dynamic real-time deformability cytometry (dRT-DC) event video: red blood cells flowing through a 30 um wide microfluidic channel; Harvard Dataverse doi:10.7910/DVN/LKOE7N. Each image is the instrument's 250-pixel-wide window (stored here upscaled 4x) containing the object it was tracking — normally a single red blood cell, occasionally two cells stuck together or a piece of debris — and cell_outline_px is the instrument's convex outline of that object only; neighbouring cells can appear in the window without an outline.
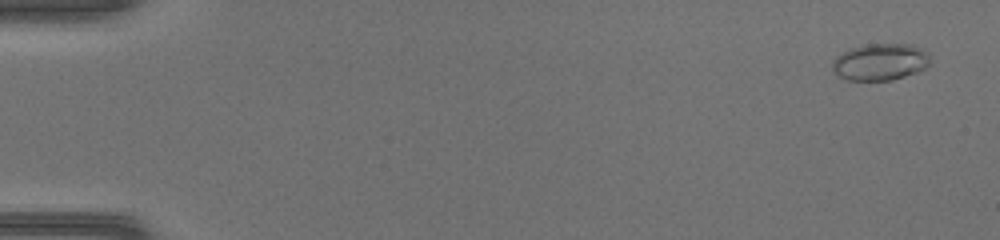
{"species": "common noctule bat (a hibernating species)", "species_latin": "Nyctalus noctula", "temperature_condition": "warm", "stored_images_in_passage": 51, "camera_frame_rate_fps": 3000, "um_per_image_px": 0.085, "animal": {"sex": "female", "body_mass_g": 17.0, "forearm_length_mm": 48.0}, "frame": {"image": 1, "passage_image": 3, "time_ms": 0.667, "image_size_px": [1000, 240], "cell_outline_px": [[928, 64], [924, 68], [916, 72], [892, 80], [848, 80], [836, 76], [832, 72], [832, 60], [836, 56], [852, 48], [868, 44], [912, 44], [924, 48], [928, 52]], "centroid_in_image_um": [74.79, 5.26], "position_along_channel_um": 10.2, "area_um2": 21.04}}
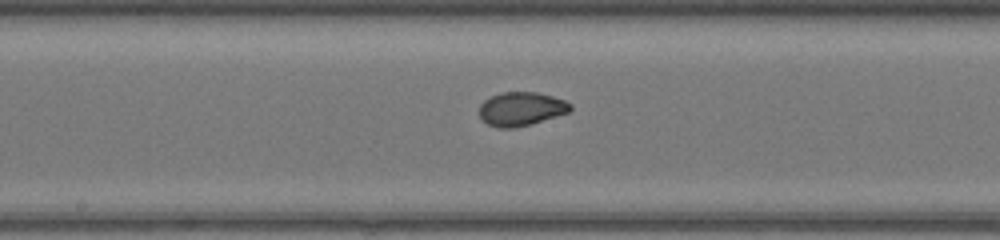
{"frame": {"image": 2, "passage_image": 28, "time_ms": 9.0, "image_size_px": [1000, 240], "cell_outline_px": [[572, 108], [568, 112], [532, 124], [512, 128], [500, 128], [488, 124], [480, 120], [480, 104], [484, 100], [500, 92], [536, 92], [552, 96], [564, 100], [572, 104]], "centroid_in_image_um": [44.28, 9.26], "position_along_channel_um": 203.9, "area_um2": 17.92}}
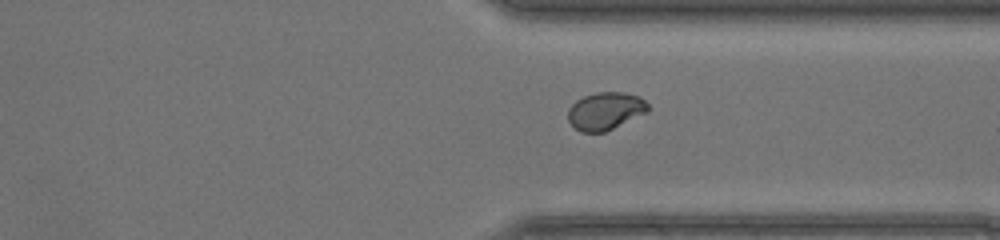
{"frame": {"image": 3, "passage_image": 39, "time_ms": 12.667, "image_size_px": [1000, 240], "cell_outline_px": [[648, 112], [604, 132], [580, 132], [568, 120], [568, 108], [576, 100], [584, 96], [596, 92], [624, 92], [640, 96], [648, 104]], "centroid_in_image_um": [51.46, 9.42], "position_along_channel_um": 359.9, "area_um2": 17.51}, "authors_computed_cell_mechanics": {"area_um2": 18.496, "velocity_mm_per_s": 4.2638, "shape_relaxation_time_tau1_ms": 5.3467, "shape_relaxation_time_tau2_ms": null, "deformation_change_tau1": 0.1857, "deformation_change_tau2": null}}